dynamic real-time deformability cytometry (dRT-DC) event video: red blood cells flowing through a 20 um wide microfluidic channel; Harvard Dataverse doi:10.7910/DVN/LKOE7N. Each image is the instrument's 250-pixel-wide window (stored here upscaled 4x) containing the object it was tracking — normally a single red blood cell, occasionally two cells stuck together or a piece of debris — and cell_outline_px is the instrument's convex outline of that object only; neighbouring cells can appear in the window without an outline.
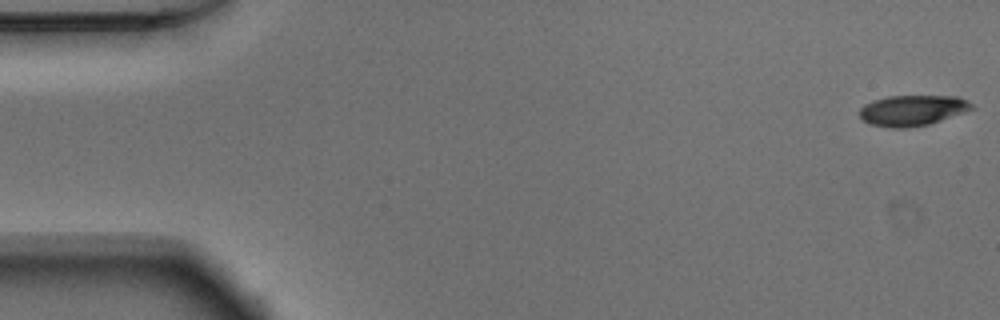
{"species": "Egyptian fruit bat (a non-hibernating species)", "species_latin": "Rousettus aegyptiacus", "temperature_condition": "warm", "stored_images_in_passage": 52, "camera_frame_rate_fps": 3000, "um_per_image_px": 0.085, "animal": {"sex": "male"}, "frame": {"image": 1, "passage_image": 1, "time_ms": 0.0, "image_size_px": [1000, 320], "cell_outline_px": [[976, 108], [928, 124], [908, 128], [888, 128], [872, 124], [860, 120], [860, 108], [864, 104], [872, 100], [888, 96], [956, 96], [968, 100]], "centroid_in_image_um": [77.53, 9.38], "position_along_channel_um": 7.5, "area_um2": 20.11}}
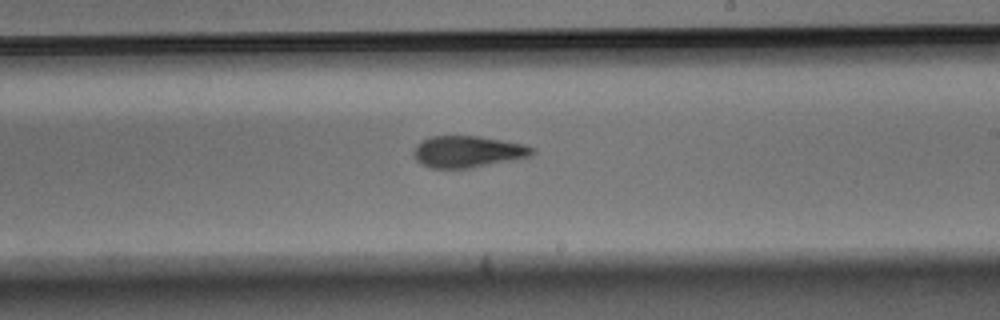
{"frame": {"image": 2, "passage_image": 30, "time_ms": 9.667, "image_size_px": [1000, 320], "cell_outline_px": [[536, 152], [528, 156], [472, 168], [428, 168], [420, 164], [412, 156], [412, 152], [416, 144], [432, 136], [480, 136], [524, 144], [536, 148]], "centroid_in_image_um": [39.71, 12.89], "position_along_channel_um": 249.3, "area_um2": 21.91}}
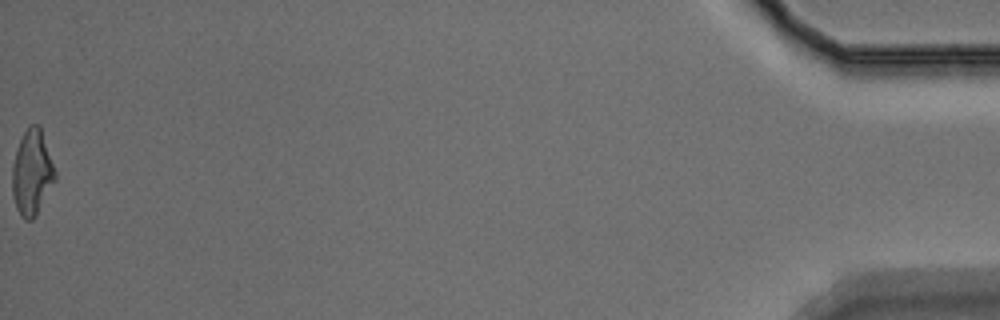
{"frame": {"image": 3, "passage_image": 52, "time_ms": 17.0, "image_size_px": [1000, 320], "cell_outline_px": [[56, 180], [36, 216], [32, 220], [24, 220], [20, 216], [16, 208], [12, 196], [12, 164], [16, 148], [28, 124], [40, 124], [56, 172]], "centroid_in_image_um": [2.71, 14.68], "position_along_channel_um": 432.5, "area_um2": 21.73}, "authors_computed_cell_mechanics": {"area_um2": 21.7039, "velocity_mm_per_s": 3.8929, "shape_relaxation_time_tau1_ms": 3.7922, "shape_relaxation_time_tau2_ms": 2.1393, "deformation_change_tau1": 0.1531, "deformation_change_tau2": 0.1}}